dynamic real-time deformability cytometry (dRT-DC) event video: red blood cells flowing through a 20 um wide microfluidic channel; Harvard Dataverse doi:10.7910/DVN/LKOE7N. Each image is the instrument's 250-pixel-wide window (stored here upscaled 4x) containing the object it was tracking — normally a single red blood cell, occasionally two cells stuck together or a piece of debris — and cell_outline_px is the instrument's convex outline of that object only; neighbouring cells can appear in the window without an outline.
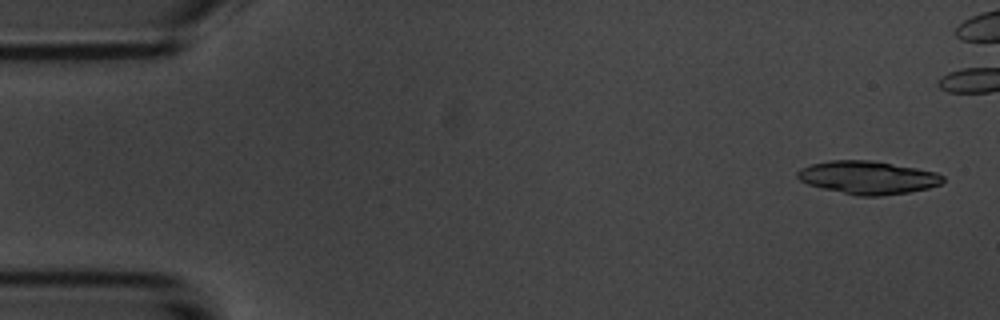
{"species": "common noctule bat (a hibernating species)", "species_latin": "Nyctalus noctula", "temperature_condition": "room temperature", "stored_images_in_passage": 5, "camera_frame_rate_fps": 3000, "um_per_image_px": 0.085, "animal": {"sex": "male", "body_mass_g": 20.1, "forearm_length_mm": 53.5}, "frame": {"image": 1, "passage_image": 1, "time_ms": 0.0, "image_size_px": [1000, 320], "cell_outline_px": [[944, 180], [940, 184], [928, 188], [908, 192], [880, 196], [856, 196], [808, 184], [800, 180], [796, 176], [796, 172], [800, 168], [812, 164], [828, 160], [872, 160], [916, 168], [936, 172], [944, 176]], "centroid_in_image_um": [73.75, 15.08], "position_along_channel_um": 11.2, "area_um2": 27.98}}